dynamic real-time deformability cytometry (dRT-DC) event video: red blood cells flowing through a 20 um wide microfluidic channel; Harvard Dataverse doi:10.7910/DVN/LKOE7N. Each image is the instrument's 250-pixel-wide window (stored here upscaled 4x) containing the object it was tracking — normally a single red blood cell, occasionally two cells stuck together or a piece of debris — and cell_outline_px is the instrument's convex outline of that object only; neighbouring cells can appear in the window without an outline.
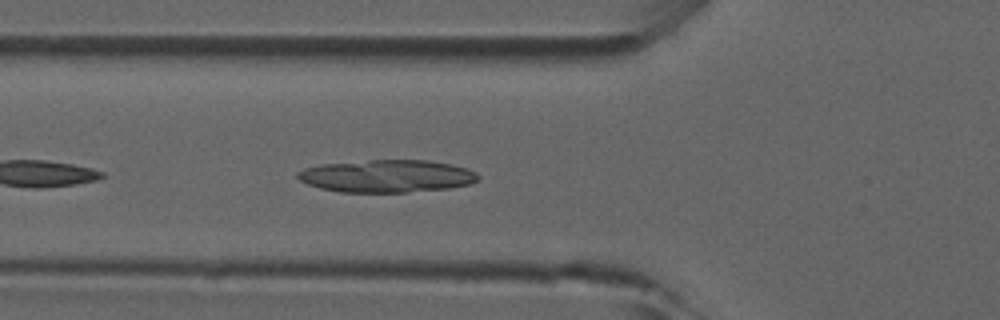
{"species": "common noctule bat (a hibernating species)", "species_latin": "Nyctalus noctula", "temperature_condition": "room temperature", "stored_images_in_passage": 36, "camera_frame_rate_fps": 3000, "um_per_image_px": 0.085, "animal": {"sex": "male", "forearm_length_mm": 52.5}, "frame": {"image": 1, "passage_image": 6, "time_ms": 1.667, "image_size_px": [1000, 320], "cell_outline_px": [[480, 180], [468, 184], [448, 188], [404, 192], [340, 192], [320, 188], [308, 184], [300, 180], [296, 176], [296, 172], [304, 168], [320, 164], [368, 160], [428, 160], [452, 164], [468, 168], [476, 172], [480, 176]], "centroid_in_image_um": [32.89, 14.96], "position_along_channel_um": 92.9, "area_um2": 34.39}}